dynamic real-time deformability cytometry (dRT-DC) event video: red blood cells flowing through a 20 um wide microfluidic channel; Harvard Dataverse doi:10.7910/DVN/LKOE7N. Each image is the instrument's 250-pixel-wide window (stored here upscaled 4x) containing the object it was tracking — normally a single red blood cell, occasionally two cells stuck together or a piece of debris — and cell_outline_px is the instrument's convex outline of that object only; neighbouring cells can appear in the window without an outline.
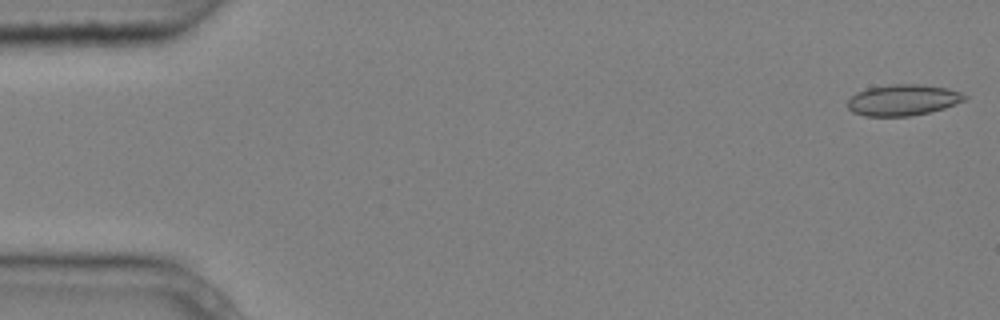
{"species": "common noctule bat (a hibernating species)", "species_latin": "Nyctalus noctula", "temperature_condition": "cold", "stored_images_in_passage": 4, "camera_frame_rate_fps": 3000, "um_per_image_px": 0.085, "animal": {"sex": "male", "body_mass_g": 20.4}, "frame": {"image": 1, "passage_image": 1, "time_ms": 0.0, "image_size_px": [1000, 320], "cell_outline_px": [[968, 96], [964, 100], [956, 104], [944, 108], [928, 112], [908, 116], [864, 116], [852, 112], [848, 108], [848, 100], [856, 92], [868, 88], [892, 84], [920, 84], [948, 88], [960, 92]], "centroid_in_image_um": [76.74, 8.5], "position_along_channel_um": 8.3, "area_um2": 21.15}}
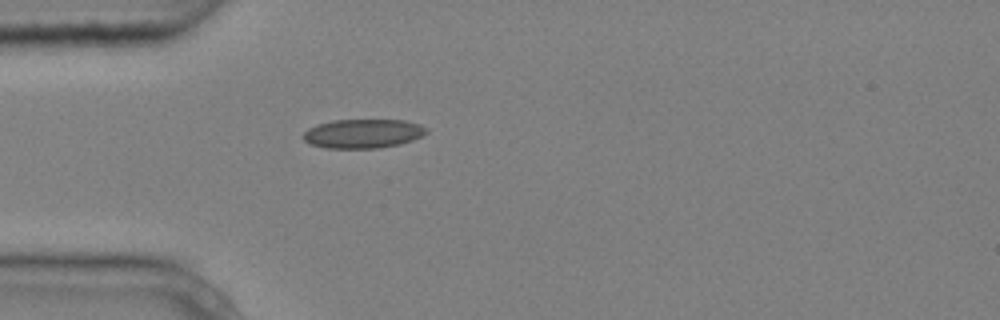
{"frame": {"image": 2, "passage_image": 4, "time_ms": 1.0, "image_size_px": [1000, 320], "cell_outline_px": [[428, 132], [412, 140], [400, 144], [376, 148], [328, 148], [312, 144], [304, 140], [300, 136], [308, 128], [316, 124], [332, 120], [404, 120], [420, 124], [428, 128]], "centroid_in_image_um": [30.84, 11.34], "position_along_channel_um": 54.2, "area_um2": 20.92}}